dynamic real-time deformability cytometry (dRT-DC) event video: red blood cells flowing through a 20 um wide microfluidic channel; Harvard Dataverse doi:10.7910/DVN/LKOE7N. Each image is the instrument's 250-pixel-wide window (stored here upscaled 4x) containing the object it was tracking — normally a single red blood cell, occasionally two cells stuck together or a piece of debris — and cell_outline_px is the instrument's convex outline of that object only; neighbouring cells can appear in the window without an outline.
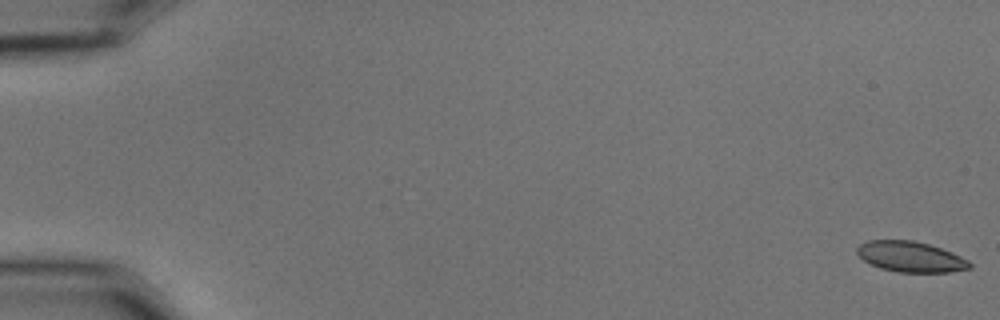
{"species": "common noctule bat (a hibernating species)", "species_latin": "Nyctalus noctula", "temperature_condition": "cold", "stored_images_in_passage": 10, "camera_frame_rate_fps": 3000, "um_per_image_px": 0.085, "animal": {"sex": "male", "body_mass_g": 15.6}, "frame": {"image": 1, "passage_image": 1, "time_ms": 0.0, "image_size_px": [1000, 320], "cell_outline_px": [[972, 268], [948, 272], [900, 272], [880, 268], [864, 260], [856, 252], [856, 248], [860, 244], [868, 240], [912, 240], [928, 244], [952, 252], [968, 260], [972, 264]], "centroid_in_image_um": [77.41, 21.82], "position_along_channel_um": 7.6, "area_um2": 19.94}}